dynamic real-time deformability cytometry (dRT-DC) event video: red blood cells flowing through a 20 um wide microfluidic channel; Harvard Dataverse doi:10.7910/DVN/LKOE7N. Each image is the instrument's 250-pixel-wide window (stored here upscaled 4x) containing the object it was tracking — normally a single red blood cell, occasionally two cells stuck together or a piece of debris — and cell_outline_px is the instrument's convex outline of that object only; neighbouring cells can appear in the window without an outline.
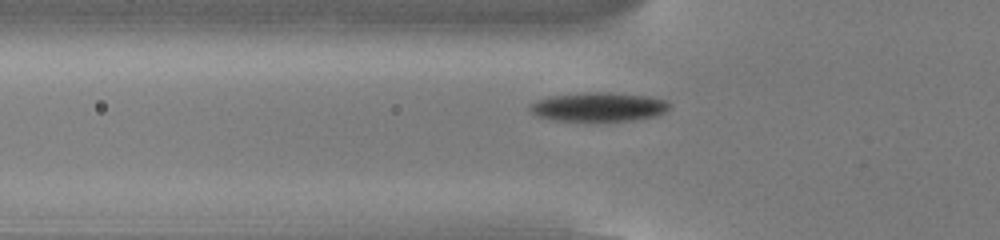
{"species": "common noctule bat (a hibernating species)", "species_latin": "Nyctalus noctula", "temperature_condition": "cold", "stored_images_in_passage": 50, "camera_frame_rate_fps": 3000, "um_per_image_px": 0.085, "animal": {"sex": "male", "body_mass_g": 13.0, "forearm_length_mm": 53.1}, "frame": {"image": 1, "passage_image": 15, "time_ms": 4.667, "image_size_px": [1000, 240], "cell_outline_px": [[672, 104], [664, 112], [656, 116], [632, 120], [552, 120], [536, 116], [528, 108], [528, 104], [536, 100], [552, 96], [584, 92], [608, 92], [648, 96], [664, 100]], "centroid_in_image_um": [50.85, 9.07], "position_along_channel_um": 75.0, "area_um2": 23.47}}
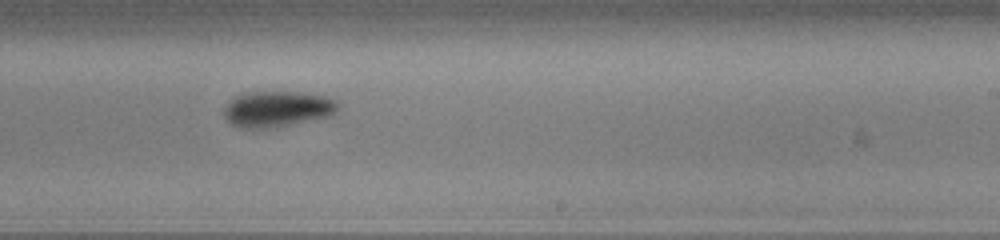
{"frame": {"image": 2, "passage_image": 30, "time_ms": 9.667, "image_size_px": [1000, 240], "cell_outline_px": [[340, 108], [336, 112], [328, 116], [276, 128], [240, 128], [232, 124], [224, 116], [224, 108], [236, 96], [244, 92], [304, 92], [324, 96], [336, 100], [340, 104]], "centroid_in_image_um": [23.6, 9.26], "position_along_channel_um": 265.4, "area_um2": 23.93}}
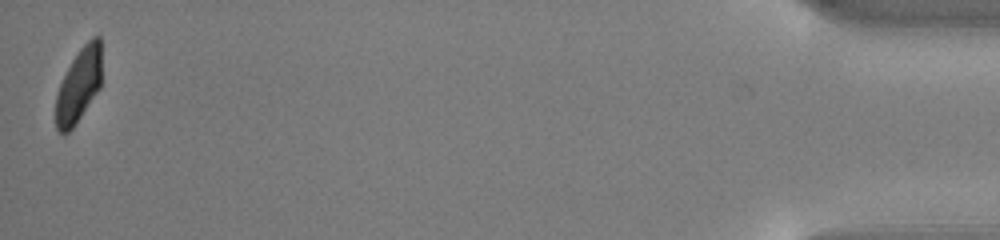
{"frame": {"image": 3, "passage_image": 50, "time_ms": 16.333, "image_size_px": [1000, 240], "cell_outline_px": [[100, 88], [72, 128], [68, 132], [60, 132], [56, 128], [56, 96], [60, 84], [72, 60], [80, 48], [92, 36], [100, 36]], "centroid_in_image_um": [6.69, 7.23], "position_along_channel_um": 428.5, "area_um2": 19.31}, "authors_computed_cell_mechanics": {"area_um2": 22.3108, "velocity_mm_per_s": 3.8101, "shape_relaxation_time_tau1_ms": 2.2541, "shape_relaxation_time_tau2_ms": null, "deformation_change_tau1": 0.1332, "deformation_change_tau2": null}}